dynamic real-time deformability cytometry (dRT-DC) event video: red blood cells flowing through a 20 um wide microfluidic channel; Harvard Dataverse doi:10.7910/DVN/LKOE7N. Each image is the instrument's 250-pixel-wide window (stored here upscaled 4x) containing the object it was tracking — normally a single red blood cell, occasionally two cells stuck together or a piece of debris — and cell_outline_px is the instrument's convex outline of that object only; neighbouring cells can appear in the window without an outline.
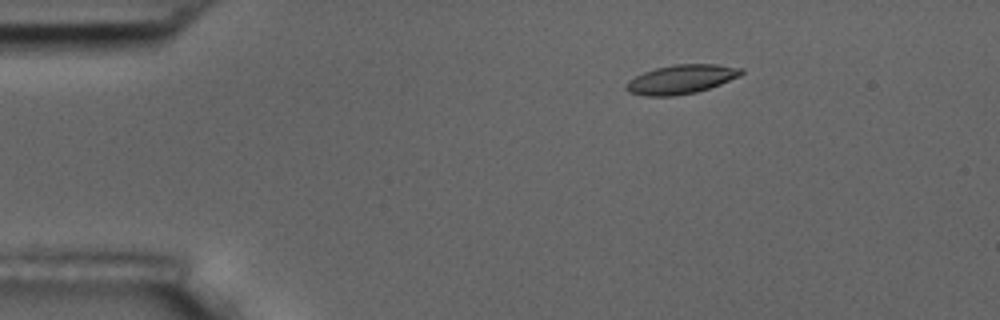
{"species": "common noctule bat (a hibernating species)", "species_latin": "Nyctalus noctula", "temperature_condition": "room temperature", "stored_images_in_passage": 5, "camera_frame_rate_fps": 3000, "um_per_image_px": 0.085, "animal": {"sex": "male", "body_mass_g": 17.5, "forearm_length_mm": 52.3}, "frame": {"image": 1, "passage_image": 3, "time_ms": 2.333, "image_size_px": [1000, 320], "cell_outline_px": [[744, 72], [740, 76], [720, 84], [696, 92], [672, 96], [648, 96], [628, 92], [624, 88], [624, 84], [628, 80], [644, 72], [656, 68], [676, 64], [716, 64], [744, 68]], "centroid_in_image_um": [57.89, 6.73], "position_along_channel_um": 27.1, "area_um2": 19.48}}